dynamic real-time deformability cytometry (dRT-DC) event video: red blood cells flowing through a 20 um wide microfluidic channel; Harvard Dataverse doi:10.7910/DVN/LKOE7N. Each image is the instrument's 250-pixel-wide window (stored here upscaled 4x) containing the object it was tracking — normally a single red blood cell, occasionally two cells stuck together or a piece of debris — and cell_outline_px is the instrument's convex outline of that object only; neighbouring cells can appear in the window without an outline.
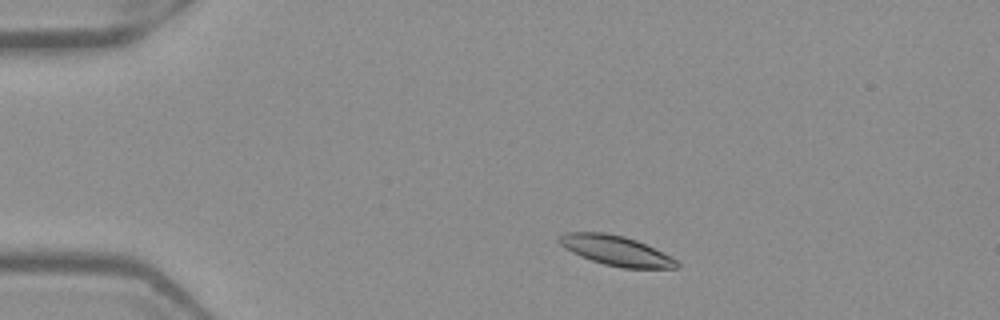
{"species": "Egyptian fruit bat (a non-hibernating species)", "species_latin": "Rousettus aegyptiacus", "temperature_condition": "warm", "stored_images_in_passage": 45, "camera_frame_rate_fps": 3000, "um_per_image_px": 0.085, "frame": {"image": 1, "passage_image": 3, "time_ms": 0.667, "image_size_px": [1000, 320], "cell_outline_px": [[680, 268], [624, 268], [604, 264], [580, 256], [564, 248], [556, 240], [556, 236], [564, 232], [604, 232], [624, 236], [636, 240], [676, 260], [680, 264]], "centroid_in_image_um": [52.28, 21.29], "position_along_channel_um": 32.7, "area_um2": 20.35}}
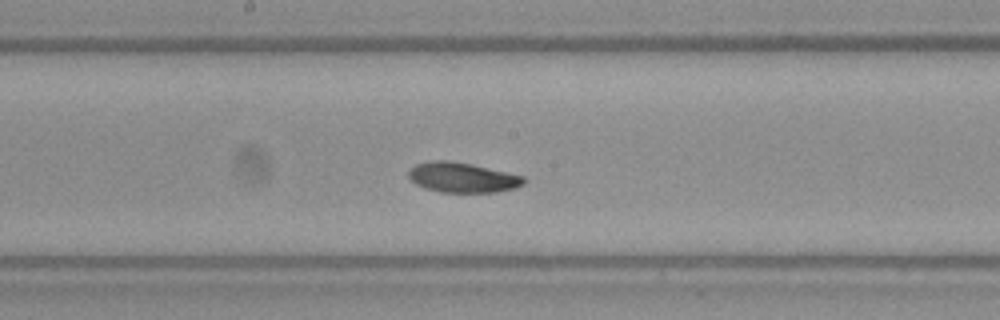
{"frame": {"image": 2, "passage_image": 21, "time_ms": 6.667, "image_size_px": [1000, 320], "cell_outline_px": [[528, 180], [524, 184], [516, 188], [496, 192], [440, 192], [424, 188], [416, 184], [408, 176], [408, 172], [416, 164], [428, 160], [448, 160], [472, 164], [524, 176]], "centroid_in_image_um": [39.33, 15.08], "position_along_channel_um": 208.9, "area_um2": 20.29}}
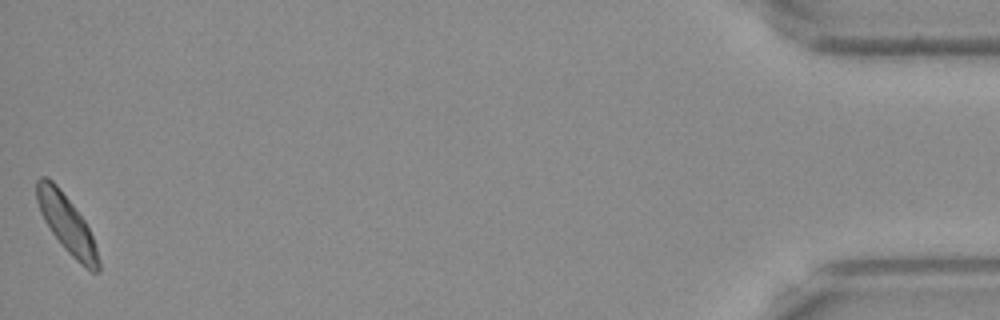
{"frame": {"image": 3, "passage_image": 45, "time_ms": 14.667, "image_size_px": [1000, 320], "cell_outline_px": [[100, 272], [92, 272], [80, 264], [64, 248], [52, 232], [44, 220], [40, 212], [36, 200], [36, 180], [40, 176], [48, 176], [60, 188], [84, 220], [92, 236], [96, 248], [100, 264]], "centroid_in_image_um": [5.65, 19.01], "position_along_channel_um": 429.5, "area_um2": 20.58}, "authors_computed_cell_mechanics": {"area_um2": 20.3456, "velocity_mm_per_s": 3.8947, "shape_relaxation_time_tau1_ms": 3.9442, "shape_relaxation_time_tau2_ms": 6.8327, "deformation_change_tau1": 0.1117, "deformation_change_tau2": 0.1179}}